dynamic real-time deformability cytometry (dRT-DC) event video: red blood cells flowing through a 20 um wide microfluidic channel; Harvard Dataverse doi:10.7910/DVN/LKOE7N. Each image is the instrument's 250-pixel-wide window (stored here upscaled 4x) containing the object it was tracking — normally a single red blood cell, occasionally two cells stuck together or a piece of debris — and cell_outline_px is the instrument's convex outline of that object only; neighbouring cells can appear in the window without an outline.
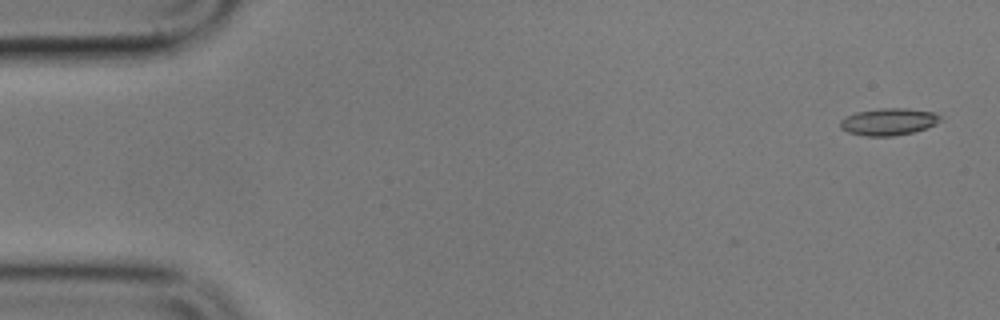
{"species": "common noctule bat (a hibernating species)", "species_latin": "Nyctalus noctula", "temperature_condition": "cold", "stored_images_in_passage": 4, "camera_frame_rate_fps": 3000, "um_per_image_px": 0.085, "animal": {"sex": "male", "body_mass_g": 17.9}, "frame": {"image": 1, "passage_image": 1, "time_ms": 0.0, "image_size_px": [1000, 320], "cell_outline_px": [[944, 120], [936, 124], [912, 132], [892, 136], [868, 136], [848, 132], [840, 128], [840, 120], [844, 116], [856, 112], [880, 108], [908, 108], [936, 112]], "centroid_in_image_um": [75.54, 10.33], "position_along_channel_um": 9.5, "area_um2": 15.9}}
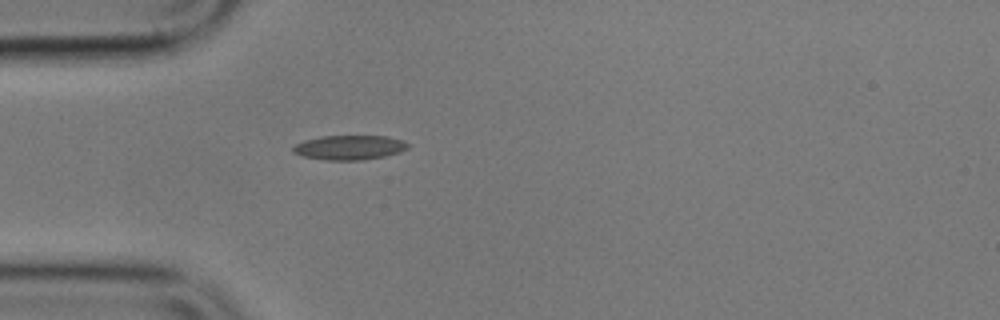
{"frame": {"image": 2, "passage_image": 4, "time_ms": 4.667, "image_size_px": [1000, 320], "cell_outline_px": [[408, 148], [400, 152], [384, 156], [364, 160], [324, 160], [304, 156], [292, 152], [292, 148], [296, 144], [304, 140], [320, 136], [388, 136], [404, 140], [408, 144]], "centroid_in_image_um": [29.71, 12.53], "position_along_channel_um": 55.3, "area_um2": 16.47}}